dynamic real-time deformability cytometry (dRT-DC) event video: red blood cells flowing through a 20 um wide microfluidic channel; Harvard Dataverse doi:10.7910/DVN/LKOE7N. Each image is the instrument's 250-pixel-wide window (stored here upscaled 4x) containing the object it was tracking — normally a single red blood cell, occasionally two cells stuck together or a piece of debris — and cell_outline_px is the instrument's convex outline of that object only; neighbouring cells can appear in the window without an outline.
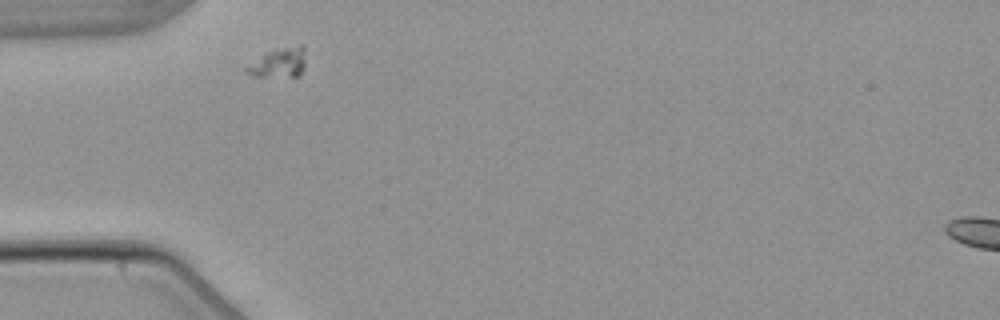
{"species": "common noctule bat (a hibernating species)", "species_latin": "Nyctalus noctula", "temperature_condition": "warm", "stored_images_in_passage": 5, "camera_frame_rate_fps": 3000, "um_per_image_px": 0.085, "animal": {"sex": "male", "body_mass_g": 21.5, "forearm_length_mm": 52.0}, "frame": {"image": 1, "passage_image": 1, "time_ms": 0.0, "image_size_px": [1000, 320], "cell_outline_px": [[304, 68], [300, 76], [252, 76], [244, 68], [268, 52], [276, 48], [300, 44], [304, 44]], "centroid_in_image_um": [23.76, 5.31], "position_along_channel_um": 61.2, "area_um2": 10.06}}